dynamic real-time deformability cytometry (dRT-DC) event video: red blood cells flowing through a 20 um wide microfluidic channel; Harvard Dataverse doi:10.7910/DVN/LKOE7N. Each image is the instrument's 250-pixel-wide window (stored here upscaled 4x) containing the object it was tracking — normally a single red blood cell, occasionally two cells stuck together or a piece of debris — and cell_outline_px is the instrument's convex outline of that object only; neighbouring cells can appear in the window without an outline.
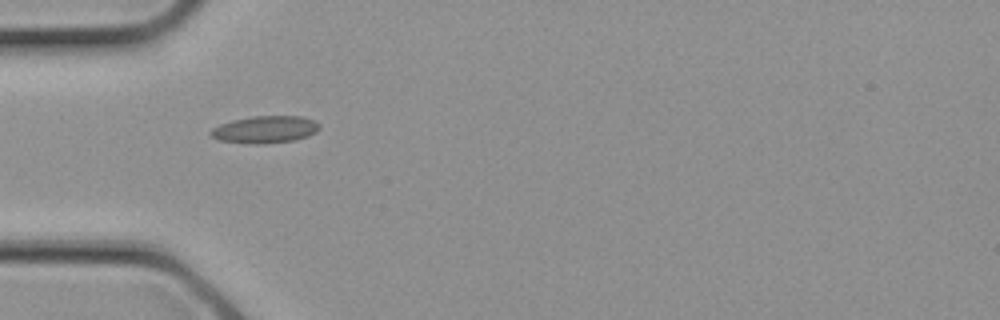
{"species": "common noctule bat (a hibernating species)", "species_latin": "Nyctalus noctula", "temperature_condition": "cold", "stored_images_in_passage": 3, "camera_frame_rate_fps": 3000, "um_per_image_px": 0.085, "animal": {"sex": "female", "body_mass_g": 21.9}, "frame": {"image": 1, "passage_image": 3, "time_ms": 0.667, "image_size_px": [1000, 320], "cell_outline_px": [[320, 128], [316, 132], [308, 136], [292, 140], [260, 144], [252, 144], [220, 140], [212, 136], [208, 132], [212, 128], [220, 124], [232, 120], [252, 116], [304, 116], [320, 124]], "centroid_in_image_um": [22.53, 11.0], "position_along_channel_um": 62.5, "area_um2": 17.17}}